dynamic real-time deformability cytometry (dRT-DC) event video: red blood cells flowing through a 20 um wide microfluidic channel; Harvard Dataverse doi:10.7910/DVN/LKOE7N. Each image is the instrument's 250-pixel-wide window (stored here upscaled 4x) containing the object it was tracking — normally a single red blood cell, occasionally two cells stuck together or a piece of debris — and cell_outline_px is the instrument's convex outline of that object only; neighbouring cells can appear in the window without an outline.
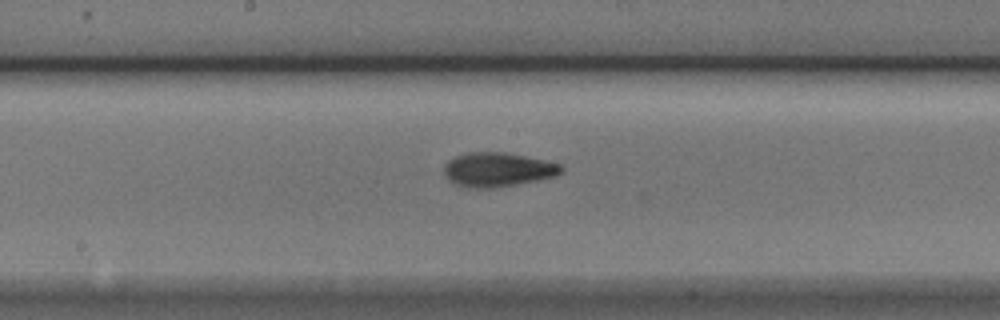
{"species": "Egyptian fruit bat (a non-hibernating species)", "species_latin": "Rousettus aegyptiacus", "temperature_condition": "cold", "stored_images_in_passage": 6, "camera_frame_rate_fps": 3000, "um_per_image_px": 0.085, "animal": {"sex": "male"}, "frame": {"image": 1, "passage_image": 6, "time_ms": 1.667, "image_size_px": [1000, 320], "cell_outline_px": [[564, 172], [556, 176], [540, 180], [492, 188], [468, 188], [456, 184], [448, 180], [444, 176], [444, 164], [448, 160], [456, 156], [468, 152], [504, 152], [544, 160], [560, 164], [564, 168]], "centroid_in_image_um": [42.3, 14.42], "position_along_channel_um": 205.9, "area_um2": 23.52}}